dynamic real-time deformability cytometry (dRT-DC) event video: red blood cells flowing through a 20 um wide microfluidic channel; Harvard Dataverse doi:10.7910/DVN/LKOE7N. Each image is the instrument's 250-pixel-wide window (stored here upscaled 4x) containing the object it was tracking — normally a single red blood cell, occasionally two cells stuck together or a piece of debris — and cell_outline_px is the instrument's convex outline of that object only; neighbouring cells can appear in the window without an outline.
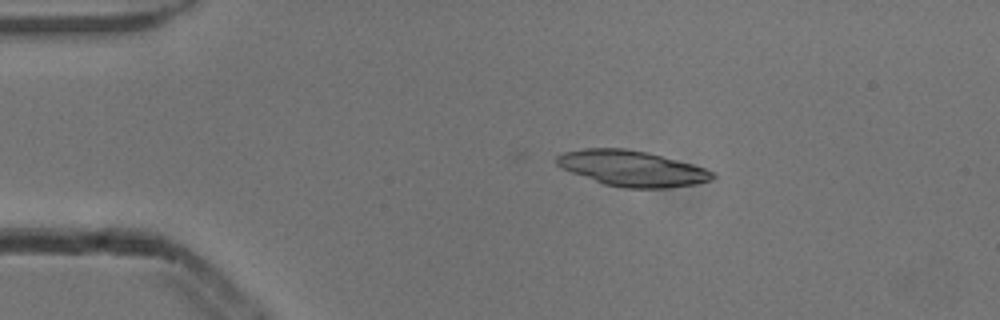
{"species": "common noctule bat (a hibernating species)", "species_latin": "Nyctalus noctula", "temperature_condition": "cold", "stored_images_in_passage": 2, "camera_frame_rate_fps": 3000, "um_per_image_px": 0.085, "animal": {"sex": "male", "body_mass_g": 13.3}, "frame": {"image": 1, "passage_image": 1, "time_ms": 0.0, "image_size_px": [1000, 320], "cell_outline_px": [[716, 176], [712, 180], [696, 184], [668, 188], [624, 188], [604, 184], [560, 168], [556, 164], [556, 156], [564, 152], [584, 148], [624, 148], [648, 152], [692, 164], [716, 172]], "centroid_in_image_um": [53.73, 14.31], "position_along_channel_um": 31.3, "area_um2": 32.48}}